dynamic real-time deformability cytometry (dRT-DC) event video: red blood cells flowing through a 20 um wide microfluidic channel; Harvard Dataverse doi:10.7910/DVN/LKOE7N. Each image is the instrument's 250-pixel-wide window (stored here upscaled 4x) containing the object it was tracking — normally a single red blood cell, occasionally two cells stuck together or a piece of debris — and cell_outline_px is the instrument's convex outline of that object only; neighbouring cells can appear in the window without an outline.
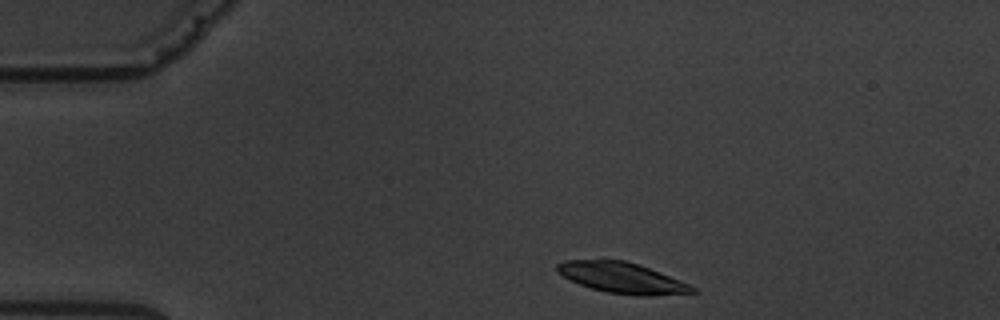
{"species": "common noctule bat (a hibernating species)", "species_latin": "Nyctalus noctula", "temperature_condition": "warm", "stored_images_in_passage": 6, "camera_frame_rate_fps": 3000, "um_per_image_px": 0.085, "animal": {"sex": "male", "body_mass_g": 19.5, "forearm_length_mm": 54.6}, "frame": {"image": 1, "passage_image": 1, "time_ms": 0.0, "image_size_px": [1000, 320], "cell_outline_px": [[696, 292], [656, 296], [636, 296], [608, 292], [592, 288], [580, 284], [556, 272], [556, 264], [564, 260], [624, 260], [640, 264], [688, 284], [696, 288]], "centroid_in_image_um": [52.87, 23.62], "position_along_channel_um": 32.1, "area_um2": 24.04}}
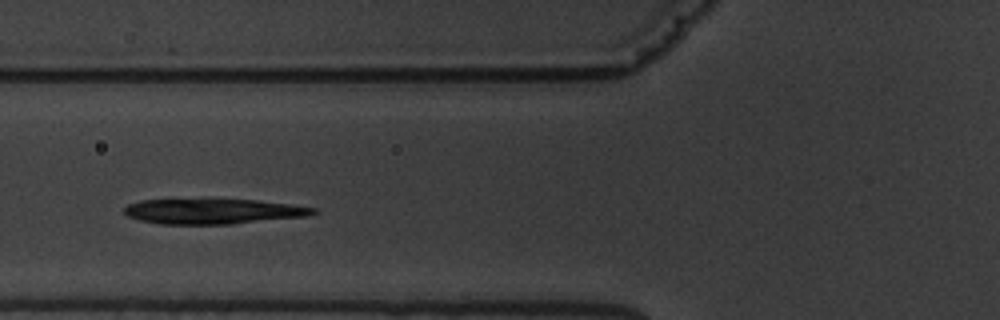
{"frame": {"image": 2, "passage_image": 4, "time_ms": 3.667, "image_size_px": [1000, 320], "cell_outline_px": [[316, 212], [308, 216], [232, 224], [160, 224], [140, 220], [128, 216], [124, 212], [124, 208], [128, 204], [140, 200], [260, 200], [292, 204], [316, 208]], "centroid_in_image_um": [18.14, 17.97], "position_along_channel_um": 107.7, "area_um2": 27.57}}
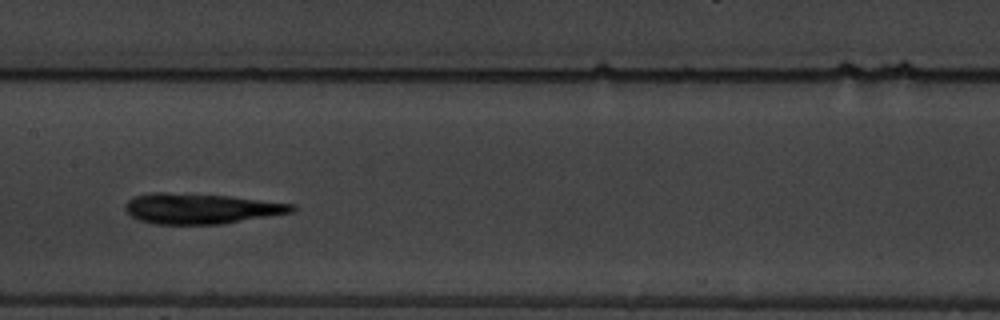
{"frame": {"image": 3, "passage_image": 6, "time_ms": 6.0, "image_size_px": [1000, 320], "cell_outline_px": [[296, 208], [292, 212], [224, 224], [156, 224], [140, 220], [132, 216], [124, 208], [124, 204], [128, 200], [136, 196], [148, 192], [164, 192], [228, 196], [292, 204]], "centroid_in_image_um": [17.03, 17.73], "position_along_channel_um": 190.4, "area_um2": 29.3}}